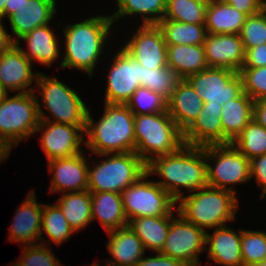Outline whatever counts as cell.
<instances>
[{"mask_svg": "<svg viewBox=\"0 0 266 266\" xmlns=\"http://www.w3.org/2000/svg\"><path fill=\"white\" fill-rule=\"evenodd\" d=\"M107 233L106 249L114 260L106 259V266H136L145 256L142 241L128 226Z\"/></svg>", "mask_w": 266, "mask_h": 266, "instance_id": "24", "label": "cell"}, {"mask_svg": "<svg viewBox=\"0 0 266 266\" xmlns=\"http://www.w3.org/2000/svg\"><path fill=\"white\" fill-rule=\"evenodd\" d=\"M104 104L97 123L88 111L85 147L95 155L135 152L134 113L126 104Z\"/></svg>", "mask_w": 266, "mask_h": 266, "instance_id": "3", "label": "cell"}, {"mask_svg": "<svg viewBox=\"0 0 266 266\" xmlns=\"http://www.w3.org/2000/svg\"><path fill=\"white\" fill-rule=\"evenodd\" d=\"M208 67L227 68L237 73L245 63V50L240 35L207 34L203 44Z\"/></svg>", "mask_w": 266, "mask_h": 266, "instance_id": "18", "label": "cell"}, {"mask_svg": "<svg viewBox=\"0 0 266 266\" xmlns=\"http://www.w3.org/2000/svg\"><path fill=\"white\" fill-rule=\"evenodd\" d=\"M113 24L109 15H99L66 25L63 30L65 53L59 68L83 70L93 78Z\"/></svg>", "mask_w": 266, "mask_h": 266, "instance_id": "2", "label": "cell"}, {"mask_svg": "<svg viewBox=\"0 0 266 266\" xmlns=\"http://www.w3.org/2000/svg\"><path fill=\"white\" fill-rule=\"evenodd\" d=\"M201 97L204 104L222 106L243 92L239 73L227 69L208 67L186 79Z\"/></svg>", "mask_w": 266, "mask_h": 266, "instance_id": "11", "label": "cell"}, {"mask_svg": "<svg viewBox=\"0 0 266 266\" xmlns=\"http://www.w3.org/2000/svg\"><path fill=\"white\" fill-rule=\"evenodd\" d=\"M240 37L245 51L266 43V8L246 17Z\"/></svg>", "mask_w": 266, "mask_h": 266, "instance_id": "40", "label": "cell"}, {"mask_svg": "<svg viewBox=\"0 0 266 266\" xmlns=\"http://www.w3.org/2000/svg\"><path fill=\"white\" fill-rule=\"evenodd\" d=\"M20 39L26 41L28 50H24L20 42L16 45L32 63L38 61L40 64L51 67L52 63L60 57V42L49 24L35 28Z\"/></svg>", "mask_w": 266, "mask_h": 266, "instance_id": "25", "label": "cell"}, {"mask_svg": "<svg viewBox=\"0 0 266 266\" xmlns=\"http://www.w3.org/2000/svg\"><path fill=\"white\" fill-rule=\"evenodd\" d=\"M207 2L202 0H166L163 19L176 22L205 24Z\"/></svg>", "mask_w": 266, "mask_h": 266, "instance_id": "36", "label": "cell"}, {"mask_svg": "<svg viewBox=\"0 0 266 266\" xmlns=\"http://www.w3.org/2000/svg\"><path fill=\"white\" fill-rule=\"evenodd\" d=\"M135 152L147 164L154 157L177 152L183 145V132L167 111L134 114Z\"/></svg>", "mask_w": 266, "mask_h": 266, "instance_id": "5", "label": "cell"}, {"mask_svg": "<svg viewBox=\"0 0 266 266\" xmlns=\"http://www.w3.org/2000/svg\"><path fill=\"white\" fill-rule=\"evenodd\" d=\"M254 100L244 91L222 105L221 122L225 145L231 144L253 119Z\"/></svg>", "mask_w": 266, "mask_h": 266, "instance_id": "26", "label": "cell"}, {"mask_svg": "<svg viewBox=\"0 0 266 266\" xmlns=\"http://www.w3.org/2000/svg\"><path fill=\"white\" fill-rule=\"evenodd\" d=\"M134 114H155L167 111V99L146 87H138L126 103Z\"/></svg>", "mask_w": 266, "mask_h": 266, "instance_id": "38", "label": "cell"}, {"mask_svg": "<svg viewBox=\"0 0 266 266\" xmlns=\"http://www.w3.org/2000/svg\"><path fill=\"white\" fill-rule=\"evenodd\" d=\"M226 4L233 6L246 16L255 15L266 8L263 0H223Z\"/></svg>", "mask_w": 266, "mask_h": 266, "instance_id": "44", "label": "cell"}, {"mask_svg": "<svg viewBox=\"0 0 266 266\" xmlns=\"http://www.w3.org/2000/svg\"><path fill=\"white\" fill-rule=\"evenodd\" d=\"M167 66L180 79L199 73L208 68L203 45H167Z\"/></svg>", "mask_w": 266, "mask_h": 266, "instance_id": "30", "label": "cell"}, {"mask_svg": "<svg viewBox=\"0 0 266 266\" xmlns=\"http://www.w3.org/2000/svg\"><path fill=\"white\" fill-rule=\"evenodd\" d=\"M266 66V43L245 51V63L243 67L260 68Z\"/></svg>", "mask_w": 266, "mask_h": 266, "instance_id": "45", "label": "cell"}, {"mask_svg": "<svg viewBox=\"0 0 266 266\" xmlns=\"http://www.w3.org/2000/svg\"><path fill=\"white\" fill-rule=\"evenodd\" d=\"M170 222L168 236L161 254L183 261L190 266H199V254L206 251V230H203L180 214Z\"/></svg>", "mask_w": 266, "mask_h": 266, "instance_id": "12", "label": "cell"}, {"mask_svg": "<svg viewBox=\"0 0 266 266\" xmlns=\"http://www.w3.org/2000/svg\"><path fill=\"white\" fill-rule=\"evenodd\" d=\"M231 144L248 160L266 154V129L252 119Z\"/></svg>", "mask_w": 266, "mask_h": 266, "instance_id": "35", "label": "cell"}, {"mask_svg": "<svg viewBox=\"0 0 266 266\" xmlns=\"http://www.w3.org/2000/svg\"><path fill=\"white\" fill-rule=\"evenodd\" d=\"M221 110L222 106L203 104V109L196 120L183 133L184 144L196 147L225 145Z\"/></svg>", "mask_w": 266, "mask_h": 266, "instance_id": "20", "label": "cell"}, {"mask_svg": "<svg viewBox=\"0 0 266 266\" xmlns=\"http://www.w3.org/2000/svg\"><path fill=\"white\" fill-rule=\"evenodd\" d=\"M36 84L42 94L45 109L52 114L51 117L45 115V111L41 109L42 106L38 100L40 120L86 127L87 114L90 108L84 103L78 92L56 77L50 78L40 71ZM52 117H54L53 120Z\"/></svg>", "mask_w": 266, "mask_h": 266, "instance_id": "6", "label": "cell"}, {"mask_svg": "<svg viewBox=\"0 0 266 266\" xmlns=\"http://www.w3.org/2000/svg\"><path fill=\"white\" fill-rule=\"evenodd\" d=\"M99 264L100 263H98V262H94L91 266H100Z\"/></svg>", "mask_w": 266, "mask_h": 266, "instance_id": "55", "label": "cell"}, {"mask_svg": "<svg viewBox=\"0 0 266 266\" xmlns=\"http://www.w3.org/2000/svg\"><path fill=\"white\" fill-rule=\"evenodd\" d=\"M117 11L109 15L113 23L125 16L140 15L143 25L157 24L163 20L166 0H116Z\"/></svg>", "mask_w": 266, "mask_h": 266, "instance_id": "33", "label": "cell"}, {"mask_svg": "<svg viewBox=\"0 0 266 266\" xmlns=\"http://www.w3.org/2000/svg\"><path fill=\"white\" fill-rule=\"evenodd\" d=\"M241 255L244 266L266 260V232L241 230Z\"/></svg>", "mask_w": 266, "mask_h": 266, "instance_id": "39", "label": "cell"}, {"mask_svg": "<svg viewBox=\"0 0 266 266\" xmlns=\"http://www.w3.org/2000/svg\"><path fill=\"white\" fill-rule=\"evenodd\" d=\"M177 208L164 216L136 217L128 221V227L140 238L145 250L161 252L168 236L170 222Z\"/></svg>", "mask_w": 266, "mask_h": 266, "instance_id": "29", "label": "cell"}, {"mask_svg": "<svg viewBox=\"0 0 266 266\" xmlns=\"http://www.w3.org/2000/svg\"><path fill=\"white\" fill-rule=\"evenodd\" d=\"M253 177L262 189L261 200L266 197V154L250 160V178L252 179Z\"/></svg>", "mask_w": 266, "mask_h": 266, "instance_id": "43", "label": "cell"}, {"mask_svg": "<svg viewBox=\"0 0 266 266\" xmlns=\"http://www.w3.org/2000/svg\"><path fill=\"white\" fill-rule=\"evenodd\" d=\"M43 231L49 237L48 241H52L56 245H61L64 241L69 240L75 232L56 203L54 205L43 204L40 243L47 244L48 241L42 237Z\"/></svg>", "mask_w": 266, "mask_h": 266, "instance_id": "34", "label": "cell"}, {"mask_svg": "<svg viewBox=\"0 0 266 266\" xmlns=\"http://www.w3.org/2000/svg\"><path fill=\"white\" fill-rule=\"evenodd\" d=\"M11 266H21V264L18 261H15Z\"/></svg>", "mask_w": 266, "mask_h": 266, "instance_id": "54", "label": "cell"}, {"mask_svg": "<svg viewBox=\"0 0 266 266\" xmlns=\"http://www.w3.org/2000/svg\"><path fill=\"white\" fill-rule=\"evenodd\" d=\"M36 199L32 190L17 208L9 228V241L23 245L40 243L43 204Z\"/></svg>", "mask_w": 266, "mask_h": 266, "instance_id": "19", "label": "cell"}, {"mask_svg": "<svg viewBox=\"0 0 266 266\" xmlns=\"http://www.w3.org/2000/svg\"><path fill=\"white\" fill-rule=\"evenodd\" d=\"M7 95V92L2 88L0 84V101Z\"/></svg>", "mask_w": 266, "mask_h": 266, "instance_id": "52", "label": "cell"}, {"mask_svg": "<svg viewBox=\"0 0 266 266\" xmlns=\"http://www.w3.org/2000/svg\"><path fill=\"white\" fill-rule=\"evenodd\" d=\"M167 45H203L207 31L205 24L176 22L163 19L157 23Z\"/></svg>", "mask_w": 266, "mask_h": 266, "instance_id": "32", "label": "cell"}, {"mask_svg": "<svg viewBox=\"0 0 266 266\" xmlns=\"http://www.w3.org/2000/svg\"><path fill=\"white\" fill-rule=\"evenodd\" d=\"M32 65L16 44L0 55V84L7 94L8 91L28 93L36 90L28 88L37 80L39 74L33 73Z\"/></svg>", "mask_w": 266, "mask_h": 266, "instance_id": "17", "label": "cell"}, {"mask_svg": "<svg viewBox=\"0 0 266 266\" xmlns=\"http://www.w3.org/2000/svg\"><path fill=\"white\" fill-rule=\"evenodd\" d=\"M180 77L168 66L164 68H144L142 66V87L161 94L168 99Z\"/></svg>", "mask_w": 266, "mask_h": 266, "instance_id": "37", "label": "cell"}, {"mask_svg": "<svg viewBox=\"0 0 266 266\" xmlns=\"http://www.w3.org/2000/svg\"><path fill=\"white\" fill-rule=\"evenodd\" d=\"M137 31L122 48L144 68L167 66V44L157 24L137 27Z\"/></svg>", "mask_w": 266, "mask_h": 266, "instance_id": "15", "label": "cell"}, {"mask_svg": "<svg viewBox=\"0 0 266 266\" xmlns=\"http://www.w3.org/2000/svg\"><path fill=\"white\" fill-rule=\"evenodd\" d=\"M25 1L27 0H6L4 5V18L15 13Z\"/></svg>", "mask_w": 266, "mask_h": 266, "instance_id": "49", "label": "cell"}, {"mask_svg": "<svg viewBox=\"0 0 266 266\" xmlns=\"http://www.w3.org/2000/svg\"><path fill=\"white\" fill-rule=\"evenodd\" d=\"M100 156H105V159L99 164L94 161L93 169L90 166L88 168L90 192L121 193L146 173V163L136 152L99 154Z\"/></svg>", "mask_w": 266, "mask_h": 266, "instance_id": "8", "label": "cell"}, {"mask_svg": "<svg viewBox=\"0 0 266 266\" xmlns=\"http://www.w3.org/2000/svg\"><path fill=\"white\" fill-rule=\"evenodd\" d=\"M207 259L223 266H244L241 255V230L239 234L229 227L214 229L213 234L206 232Z\"/></svg>", "mask_w": 266, "mask_h": 266, "instance_id": "23", "label": "cell"}, {"mask_svg": "<svg viewBox=\"0 0 266 266\" xmlns=\"http://www.w3.org/2000/svg\"><path fill=\"white\" fill-rule=\"evenodd\" d=\"M49 246L41 243L22 246V256L17 261L21 266H63Z\"/></svg>", "mask_w": 266, "mask_h": 266, "instance_id": "41", "label": "cell"}, {"mask_svg": "<svg viewBox=\"0 0 266 266\" xmlns=\"http://www.w3.org/2000/svg\"><path fill=\"white\" fill-rule=\"evenodd\" d=\"M146 172L121 194L127 221L136 217L164 216L175 207L176 201L156 181H146Z\"/></svg>", "mask_w": 266, "mask_h": 266, "instance_id": "10", "label": "cell"}, {"mask_svg": "<svg viewBox=\"0 0 266 266\" xmlns=\"http://www.w3.org/2000/svg\"><path fill=\"white\" fill-rule=\"evenodd\" d=\"M246 15L223 0H212L206 5L205 27L207 34L240 35Z\"/></svg>", "mask_w": 266, "mask_h": 266, "instance_id": "28", "label": "cell"}, {"mask_svg": "<svg viewBox=\"0 0 266 266\" xmlns=\"http://www.w3.org/2000/svg\"><path fill=\"white\" fill-rule=\"evenodd\" d=\"M6 0H0V19L4 18V5Z\"/></svg>", "mask_w": 266, "mask_h": 266, "instance_id": "51", "label": "cell"}, {"mask_svg": "<svg viewBox=\"0 0 266 266\" xmlns=\"http://www.w3.org/2000/svg\"><path fill=\"white\" fill-rule=\"evenodd\" d=\"M136 266H190L189 264L163 255L160 252L155 256L142 257Z\"/></svg>", "mask_w": 266, "mask_h": 266, "instance_id": "46", "label": "cell"}, {"mask_svg": "<svg viewBox=\"0 0 266 266\" xmlns=\"http://www.w3.org/2000/svg\"><path fill=\"white\" fill-rule=\"evenodd\" d=\"M253 119L266 129V99L254 101Z\"/></svg>", "mask_w": 266, "mask_h": 266, "instance_id": "48", "label": "cell"}, {"mask_svg": "<svg viewBox=\"0 0 266 266\" xmlns=\"http://www.w3.org/2000/svg\"><path fill=\"white\" fill-rule=\"evenodd\" d=\"M253 266H266V260L262 261V262H259Z\"/></svg>", "mask_w": 266, "mask_h": 266, "instance_id": "53", "label": "cell"}, {"mask_svg": "<svg viewBox=\"0 0 266 266\" xmlns=\"http://www.w3.org/2000/svg\"><path fill=\"white\" fill-rule=\"evenodd\" d=\"M202 1H205V2H207V3H208V2H210V1H212V0H202Z\"/></svg>", "mask_w": 266, "mask_h": 266, "instance_id": "56", "label": "cell"}, {"mask_svg": "<svg viewBox=\"0 0 266 266\" xmlns=\"http://www.w3.org/2000/svg\"><path fill=\"white\" fill-rule=\"evenodd\" d=\"M34 92L9 93L0 101V143L10 152L20 141L34 135L40 123L38 95Z\"/></svg>", "mask_w": 266, "mask_h": 266, "instance_id": "7", "label": "cell"}, {"mask_svg": "<svg viewBox=\"0 0 266 266\" xmlns=\"http://www.w3.org/2000/svg\"><path fill=\"white\" fill-rule=\"evenodd\" d=\"M119 48L108 69L105 103L126 104L142 85V66L122 47Z\"/></svg>", "mask_w": 266, "mask_h": 266, "instance_id": "13", "label": "cell"}, {"mask_svg": "<svg viewBox=\"0 0 266 266\" xmlns=\"http://www.w3.org/2000/svg\"><path fill=\"white\" fill-rule=\"evenodd\" d=\"M56 204L75 233L85 229L92 222L91 192L89 190L65 193L60 196Z\"/></svg>", "mask_w": 266, "mask_h": 266, "instance_id": "31", "label": "cell"}, {"mask_svg": "<svg viewBox=\"0 0 266 266\" xmlns=\"http://www.w3.org/2000/svg\"><path fill=\"white\" fill-rule=\"evenodd\" d=\"M243 91L254 101L266 99V66L260 68L242 67L239 72Z\"/></svg>", "mask_w": 266, "mask_h": 266, "instance_id": "42", "label": "cell"}, {"mask_svg": "<svg viewBox=\"0 0 266 266\" xmlns=\"http://www.w3.org/2000/svg\"><path fill=\"white\" fill-rule=\"evenodd\" d=\"M5 28L0 19V55L9 51L16 44L12 39V34H8Z\"/></svg>", "mask_w": 266, "mask_h": 266, "instance_id": "47", "label": "cell"}, {"mask_svg": "<svg viewBox=\"0 0 266 266\" xmlns=\"http://www.w3.org/2000/svg\"><path fill=\"white\" fill-rule=\"evenodd\" d=\"M238 199L232 191L206 186L203 189L181 197L177 202V212L186 221L197 227L217 228L236 220Z\"/></svg>", "mask_w": 266, "mask_h": 266, "instance_id": "4", "label": "cell"}, {"mask_svg": "<svg viewBox=\"0 0 266 266\" xmlns=\"http://www.w3.org/2000/svg\"><path fill=\"white\" fill-rule=\"evenodd\" d=\"M10 152L0 143V163L8 159Z\"/></svg>", "mask_w": 266, "mask_h": 266, "instance_id": "50", "label": "cell"}, {"mask_svg": "<svg viewBox=\"0 0 266 266\" xmlns=\"http://www.w3.org/2000/svg\"><path fill=\"white\" fill-rule=\"evenodd\" d=\"M208 186L232 191L234 184L250 181V160L232 144L204 146ZM215 162L213 165L212 163ZM230 185V187H229Z\"/></svg>", "mask_w": 266, "mask_h": 266, "instance_id": "9", "label": "cell"}, {"mask_svg": "<svg viewBox=\"0 0 266 266\" xmlns=\"http://www.w3.org/2000/svg\"><path fill=\"white\" fill-rule=\"evenodd\" d=\"M91 203L92 221L98 219L106 232L128 225L120 193L91 192Z\"/></svg>", "mask_w": 266, "mask_h": 266, "instance_id": "27", "label": "cell"}, {"mask_svg": "<svg viewBox=\"0 0 266 266\" xmlns=\"http://www.w3.org/2000/svg\"><path fill=\"white\" fill-rule=\"evenodd\" d=\"M203 104L192 85L186 79H181L167 99V112L184 133L202 111Z\"/></svg>", "mask_w": 266, "mask_h": 266, "instance_id": "22", "label": "cell"}, {"mask_svg": "<svg viewBox=\"0 0 266 266\" xmlns=\"http://www.w3.org/2000/svg\"><path fill=\"white\" fill-rule=\"evenodd\" d=\"M85 155L81 152L74 156L48 161L49 173H53L49 192L65 194L68 191L72 193L88 190L89 157Z\"/></svg>", "mask_w": 266, "mask_h": 266, "instance_id": "16", "label": "cell"}, {"mask_svg": "<svg viewBox=\"0 0 266 266\" xmlns=\"http://www.w3.org/2000/svg\"><path fill=\"white\" fill-rule=\"evenodd\" d=\"M86 127H76L55 123L46 120H40L34 134L42 132L40 145L47 156L48 161L74 156L84 152L81 150V144L85 140L84 132Z\"/></svg>", "mask_w": 266, "mask_h": 266, "instance_id": "14", "label": "cell"}, {"mask_svg": "<svg viewBox=\"0 0 266 266\" xmlns=\"http://www.w3.org/2000/svg\"><path fill=\"white\" fill-rule=\"evenodd\" d=\"M54 0H27L15 13L8 16L15 43L37 27L50 24L57 13Z\"/></svg>", "mask_w": 266, "mask_h": 266, "instance_id": "21", "label": "cell"}, {"mask_svg": "<svg viewBox=\"0 0 266 266\" xmlns=\"http://www.w3.org/2000/svg\"><path fill=\"white\" fill-rule=\"evenodd\" d=\"M146 172L161 176L157 181L177 202L185 188L193 193L208 185L207 164L203 147L184 144L177 152L154 157L146 164ZM163 178V179H162Z\"/></svg>", "mask_w": 266, "mask_h": 266, "instance_id": "1", "label": "cell"}]
</instances>
